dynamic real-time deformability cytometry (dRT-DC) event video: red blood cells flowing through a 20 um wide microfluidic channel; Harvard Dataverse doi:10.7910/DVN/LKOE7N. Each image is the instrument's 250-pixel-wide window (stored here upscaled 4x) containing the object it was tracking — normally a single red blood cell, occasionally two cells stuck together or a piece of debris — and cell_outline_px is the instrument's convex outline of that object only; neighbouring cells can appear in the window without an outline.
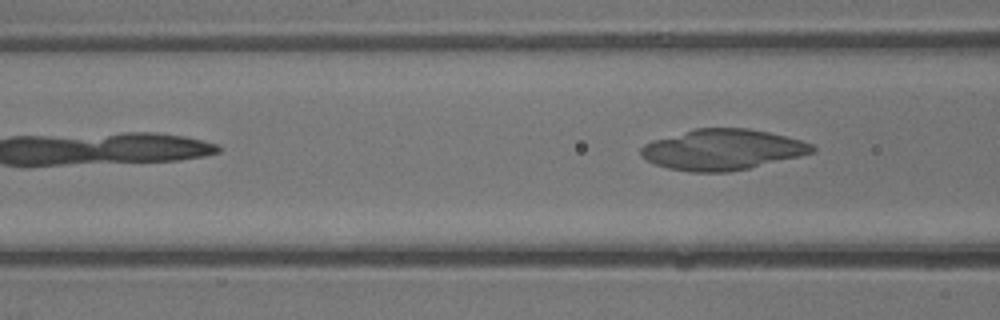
{"species": "common noctule bat (a hibernating species)", "species_latin": "Nyctalus noctula", "temperature_condition": "warm", "stored_images_in_passage": 6, "camera_frame_rate_fps": 3000, "um_per_image_px": 0.085, "animal": {"sex": "male", "body_mass_g": 13.3}, "frame": {"image": 1, "passage_image": 6, "time_ms": 1.667, "image_size_px": [1000, 320], "cell_outline_px": [[816, 148], [812, 152], [800, 156], [748, 168], [728, 172], [688, 172], [668, 168], [656, 164], [640, 156], [640, 148], [644, 144], [652, 140], [696, 128], [748, 128], [768, 132], [800, 140], [812, 144]], "centroid_in_image_um": [61.37, 12.72], "position_along_channel_um": 105.2, "area_um2": 40.4}}